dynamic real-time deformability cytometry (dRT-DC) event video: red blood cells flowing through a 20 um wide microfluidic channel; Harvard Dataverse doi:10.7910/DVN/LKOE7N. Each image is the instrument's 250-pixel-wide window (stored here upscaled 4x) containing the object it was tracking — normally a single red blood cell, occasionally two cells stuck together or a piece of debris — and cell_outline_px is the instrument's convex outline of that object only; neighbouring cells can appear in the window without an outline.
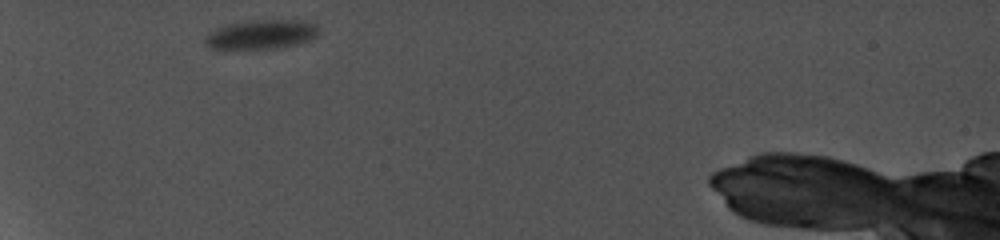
{"species": "common noctule bat (a hibernating species)", "species_latin": "Nyctalus noctula", "temperature_condition": "cold", "stored_images_in_passage": 4, "camera_frame_rate_fps": 5000, "um_per_image_px": 0.085, "animal": {"sex": "female", "body_mass_g": 19.0, "forearm_length_mm": 56.7}, "frame": {"image": 1, "passage_image": 1, "time_ms": 0.0, "image_size_px": [1000, 240], "cell_outline_px": [[320, 32], [316, 36], [308, 40], [296, 44], [280, 48], [212, 48], [204, 44], [204, 40], [208, 32], [228, 24], [252, 20], [300, 20], [316, 24]], "centroid_in_image_um": [22.23, 2.91], "position_along_channel_um": 62.8, "area_um2": 19.19}}
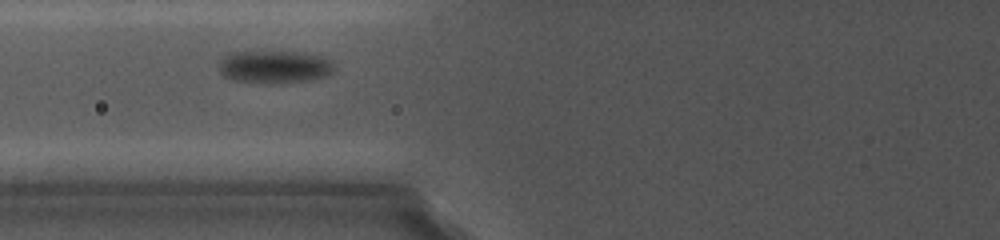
{"frame": {"image": 2, "passage_image": 3, "time_ms": 1.8, "image_size_px": [1000, 240], "cell_outline_px": [[332, 72], [328, 76], [312, 80], [244, 80], [228, 76], [220, 72], [220, 60], [224, 56], [232, 52], [304, 52], [324, 56], [332, 60]], "centroid_in_image_um": [23.43, 5.61], "position_along_channel_um": 102.4, "area_um2": 20.75}}